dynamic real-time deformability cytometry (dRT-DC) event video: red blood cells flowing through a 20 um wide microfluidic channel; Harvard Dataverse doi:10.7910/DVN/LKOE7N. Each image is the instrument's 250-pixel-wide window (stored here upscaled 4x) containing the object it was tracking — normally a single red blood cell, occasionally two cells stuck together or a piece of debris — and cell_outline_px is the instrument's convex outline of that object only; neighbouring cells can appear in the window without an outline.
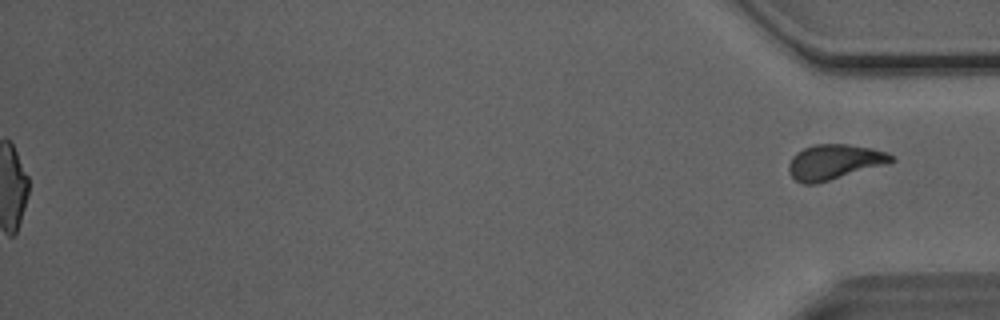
{"species": "Egyptian fruit bat (a non-hibernating species)", "species_latin": "Rousettus aegyptiacus", "temperature_condition": "room temperature", "stored_images_in_passage": 45, "segment_of_instrument_passage": [2, 2], "camera_frame_rate_fps": 3000, "um_per_image_px": 0.085, "animal": {"sex": "male"}, "frame": {"image": 1, "passage_image": 45, "time_ms": 14.667, "image_size_px": [1000, 320], "cell_outline_px": [[896, 160], [888, 164], [816, 184], [804, 184], [796, 180], [788, 172], [788, 164], [792, 156], [796, 152], [804, 148], [816, 144], [848, 144], [872, 148], [888, 152]], "centroid_in_image_um": [70.92, 13.77], "position_along_channel_um": 364.3, "area_um2": 21.15}}